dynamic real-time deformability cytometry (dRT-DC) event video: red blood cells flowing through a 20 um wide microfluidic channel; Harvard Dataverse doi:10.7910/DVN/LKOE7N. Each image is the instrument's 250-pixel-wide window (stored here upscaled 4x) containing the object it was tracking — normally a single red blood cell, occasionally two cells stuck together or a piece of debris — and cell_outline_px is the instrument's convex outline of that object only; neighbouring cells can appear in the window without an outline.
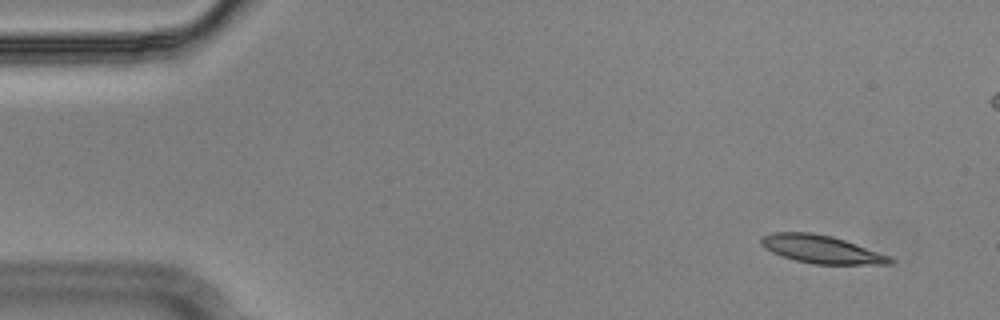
{"species": "Egyptian fruit bat (a non-hibernating species)", "species_latin": "Rousettus aegyptiacus", "temperature_condition": "cold", "stored_images_in_passage": 56, "segment_of_instrument_passage": [1, 2], "camera_frame_rate_fps": 3000, "um_per_image_px": 0.085, "animal": {"sex": "male"}, "frame": {"image": 1, "passage_image": 4, "time_ms": 1.0, "image_size_px": [1000, 320], "cell_outline_px": [[896, 260], [892, 264], [812, 264], [796, 260], [772, 252], [764, 248], [760, 244], [760, 240], [764, 236], [772, 232], [812, 232], [832, 236], [892, 256]], "centroid_in_image_um": [69.85, 21.19], "position_along_channel_um": 15.1, "area_um2": 21.04}}
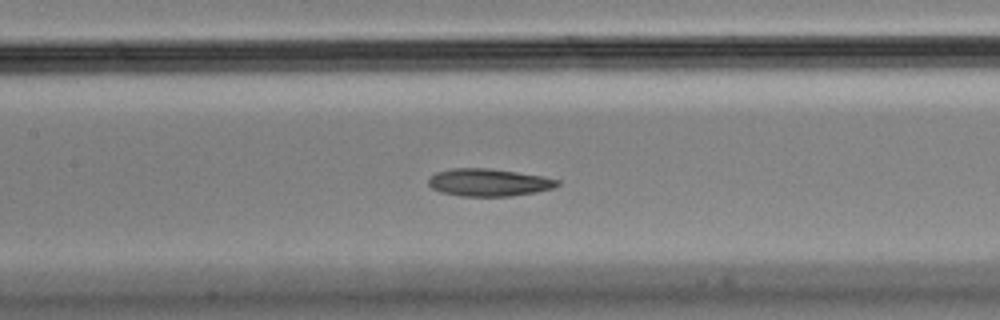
{"frame": {"image": 2, "passage_image": 25, "time_ms": 8.0, "image_size_px": [1000, 320], "cell_outline_px": [[560, 184], [552, 188], [536, 192], [512, 196], [460, 196], [440, 192], [432, 188], [428, 184], [428, 180], [436, 172], [452, 168], [488, 168], [544, 176], [560, 180]], "centroid_in_image_um": [41.55, 15.51], "position_along_channel_um": 165.9, "area_um2": 20.69}}
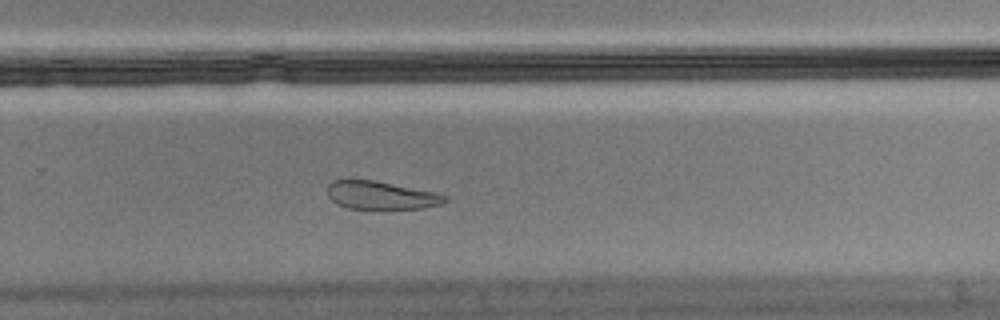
{"frame": {"image": 3, "passage_image": 36, "time_ms": 11.667, "image_size_px": [1000, 320], "cell_outline_px": [[448, 200], [440, 204], [424, 208], [384, 212], [380, 212], [348, 208], [336, 204], [328, 196], [328, 184], [332, 180], [376, 180], [436, 192], [448, 196]], "centroid_in_image_um": [32.42, 16.66], "position_along_channel_um": 297.4, "area_um2": 20.35}}